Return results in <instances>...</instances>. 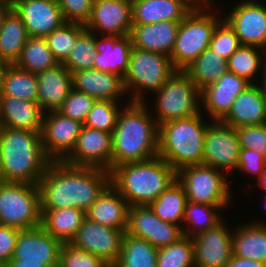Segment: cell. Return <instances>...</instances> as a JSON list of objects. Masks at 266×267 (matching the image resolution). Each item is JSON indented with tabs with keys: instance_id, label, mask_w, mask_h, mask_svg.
Masks as SVG:
<instances>
[{
	"instance_id": "obj_1",
	"label": "cell",
	"mask_w": 266,
	"mask_h": 267,
	"mask_svg": "<svg viewBox=\"0 0 266 267\" xmlns=\"http://www.w3.org/2000/svg\"><path fill=\"white\" fill-rule=\"evenodd\" d=\"M110 184L108 170L51 161L37 184L40 209L73 207L86 212Z\"/></svg>"
},
{
	"instance_id": "obj_2",
	"label": "cell",
	"mask_w": 266,
	"mask_h": 267,
	"mask_svg": "<svg viewBox=\"0 0 266 267\" xmlns=\"http://www.w3.org/2000/svg\"><path fill=\"white\" fill-rule=\"evenodd\" d=\"M148 104L147 101L121 104L123 107L112 133L111 169L158 155L159 126L151 114L152 105Z\"/></svg>"
},
{
	"instance_id": "obj_3",
	"label": "cell",
	"mask_w": 266,
	"mask_h": 267,
	"mask_svg": "<svg viewBox=\"0 0 266 267\" xmlns=\"http://www.w3.org/2000/svg\"><path fill=\"white\" fill-rule=\"evenodd\" d=\"M40 132L0 128L2 181L38 184L51 162L44 152Z\"/></svg>"
},
{
	"instance_id": "obj_4",
	"label": "cell",
	"mask_w": 266,
	"mask_h": 267,
	"mask_svg": "<svg viewBox=\"0 0 266 267\" xmlns=\"http://www.w3.org/2000/svg\"><path fill=\"white\" fill-rule=\"evenodd\" d=\"M111 185L131 206L149 205L176 180V170L159 155L110 170Z\"/></svg>"
},
{
	"instance_id": "obj_5",
	"label": "cell",
	"mask_w": 266,
	"mask_h": 267,
	"mask_svg": "<svg viewBox=\"0 0 266 267\" xmlns=\"http://www.w3.org/2000/svg\"><path fill=\"white\" fill-rule=\"evenodd\" d=\"M203 114L159 125L158 155L176 171L203 162L205 133L211 120L206 118L205 121L206 114Z\"/></svg>"
},
{
	"instance_id": "obj_6",
	"label": "cell",
	"mask_w": 266,
	"mask_h": 267,
	"mask_svg": "<svg viewBox=\"0 0 266 267\" xmlns=\"http://www.w3.org/2000/svg\"><path fill=\"white\" fill-rule=\"evenodd\" d=\"M176 71L170 57L132 47L128 71L123 78L128 101H147L144 96L148 91H158Z\"/></svg>"
},
{
	"instance_id": "obj_7",
	"label": "cell",
	"mask_w": 266,
	"mask_h": 267,
	"mask_svg": "<svg viewBox=\"0 0 266 267\" xmlns=\"http://www.w3.org/2000/svg\"><path fill=\"white\" fill-rule=\"evenodd\" d=\"M216 9L192 10L180 21L175 45L170 55L171 63L176 70L186 69L209 47L217 24L224 17L220 15L221 9Z\"/></svg>"
},
{
	"instance_id": "obj_8",
	"label": "cell",
	"mask_w": 266,
	"mask_h": 267,
	"mask_svg": "<svg viewBox=\"0 0 266 267\" xmlns=\"http://www.w3.org/2000/svg\"><path fill=\"white\" fill-rule=\"evenodd\" d=\"M158 126L167 121L187 118L201 112V91L183 71L177 70L162 88L153 93Z\"/></svg>"
},
{
	"instance_id": "obj_9",
	"label": "cell",
	"mask_w": 266,
	"mask_h": 267,
	"mask_svg": "<svg viewBox=\"0 0 266 267\" xmlns=\"http://www.w3.org/2000/svg\"><path fill=\"white\" fill-rule=\"evenodd\" d=\"M227 177L228 174L203 164L184 166L176 171V179L183 186L187 201L218 207L232 205L233 189Z\"/></svg>"
},
{
	"instance_id": "obj_10",
	"label": "cell",
	"mask_w": 266,
	"mask_h": 267,
	"mask_svg": "<svg viewBox=\"0 0 266 267\" xmlns=\"http://www.w3.org/2000/svg\"><path fill=\"white\" fill-rule=\"evenodd\" d=\"M41 214L37 185L0 182V225L34 228L41 225Z\"/></svg>"
},
{
	"instance_id": "obj_11",
	"label": "cell",
	"mask_w": 266,
	"mask_h": 267,
	"mask_svg": "<svg viewBox=\"0 0 266 267\" xmlns=\"http://www.w3.org/2000/svg\"><path fill=\"white\" fill-rule=\"evenodd\" d=\"M210 122L205 133L202 164L226 174L227 170L236 172L241 149L236 129L221 121Z\"/></svg>"
},
{
	"instance_id": "obj_12",
	"label": "cell",
	"mask_w": 266,
	"mask_h": 267,
	"mask_svg": "<svg viewBox=\"0 0 266 267\" xmlns=\"http://www.w3.org/2000/svg\"><path fill=\"white\" fill-rule=\"evenodd\" d=\"M125 232L103 226L85 217L69 243L98 256L110 266H114L120 257Z\"/></svg>"
},
{
	"instance_id": "obj_13",
	"label": "cell",
	"mask_w": 266,
	"mask_h": 267,
	"mask_svg": "<svg viewBox=\"0 0 266 267\" xmlns=\"http://www.w3.org/2000/svg\"><path fill=\"white\" fill-rule=\"evenodd\" d=\"M83 124L58 110L44 112L41 141L51 161H63L76 145Z\"/></svg>"
},
{
	"instance_id": "obj_14",
	"label": "cell",
	"mask_w": 266,
	"mask_h": 267,
	"mask_svg": "<svg viewBox=\"0 0 266 267\" xmlns=\"http://www.w3.org/2000/svg\"><path fill=\"white\" fill-rule=\"evenodd\" d=\"M224 18L234 28L241 45L266 50V4L262 0H238Z\"/></svg>"
},
{
	"instance_id": "obj_15",
	"label": "cell",
	"mask_w": 266,
	"mask_h": 267,
	"mask_svg": "<svg viewBox=\"0 0 266 267\" xmlns=\"http://www.w3.org/2000/svg\"><path fill=\"white\" fill-rule=\"evenodd\" d=\"M126 232L147 240L156 248L175 243L183 237L180 226L162 221L149 205H136L129 208Z\"/></svg>"
},
{
	"instance_id": "obj_16",
	"label": "cell",
	"mask_w": 266,
	"mask_h": 267,
	"mask_svg": "<svg viewBox=\"0 0 266 267\" xmlns=\"http://www.w3.org/2000/svg\"><path fill=\"white\" fill-rule=\"evenodd\" d=\"M131 0H94L85 28L99 36H126L132 29Z\"/></svg>"
},
{
	"instance_id": "obj_17",
	"label": "cell",
	"mask_w": 266,
	"mask_h": 267,
	"mask_svg": "<svg viewBox=\"0 0 266 267\" xmlns=\"http://www.w3.org/2000/svg\"><path fill=\"white\" fill-rule=\"evenodd\" d=\"M112 133L84 125L71 153L63 160L72 166L96 167L111 170Z\"/></svg>"
},
{
	"instance_id": "obj_18",
	"label": "cell",
	"mask_w": 266,
	"mask_h": 267,
	"mask_svg": "<svg viewBox=\"0 0 266 267\" xmlns=\"http://www.w3.org/2000/svg\"><path fill=\"white\" fill-rule=\"evenodd\" d=\"M11 4L29 37L45 38L65 23L56 0H11Z\"/></svg>"
},
{
	"instance_id": "obj_19",
	"label": "cell",
	"mask_w": 266,
	"mask_h": 267,
	"mask_svg": "<svg viewBox=\"0 0 266 267\" xmlns=\"http://www.w3.org/2000/svg\"><path fill=\"white\" fill-rule=\"evenodd\" d=\"M224 221L192 237L195 267H225L229 262L233 230Z\"/></svg>"
},
{
	"instance_id": "obj_20",
	"label": "cell",
	"mask_w": 266,
	"mask_h": 267,
	"mask_svg": "<svg viewBox=\"0 0 266 267\" xmlns=\"http://www.w3.org/2000/svg\"><path fill=\"white\" fill-rule=\"evenodd\" d=\"M62 242L47 233L42 226L19 231L11 259L40 262L48 267H59Z\"/></svg>"
},
{
	"instance_id": "obj_21",
	"label": "cell",
	"mask_w": 266,
	"mask_h": 267,
	"mask_svg": "<svg viewBox=\"0 0 266 267\" xmlns=\"http://www.w3.org/2000/svg\"><path fill=\"white\" fill-rule=\"evenodd\" d=\"M250 85L234 73H224L215 83L201 90V112L206 111L211 121H221L230 111L235 98Z\"/></svg>"
},
{
	"instance_id": "obj_22",
	"label": "cell",
	"mask_w": 266,
	"mask_h": 267,
	"mask_svg": "<svg viewBox=\"0 0 266 267\" xmlns=\"http://www.w3.org/2000/svg\"><path fill=\"white\" fill-rule=\"evenodd\" d=\"M132 47L130 34L121 37L96 35L97 55L93 69L113 73L123 79L128 71Z\"/></svg>"
},
{
	"instance_id": "obj_23",
	"label": "cell",
	"mask_w": 266,
	"mask_h": 267,
	"mask_svg": "<svg viewBox=\"0 0 266 267\" xmlns=\"http://www.w3.org/2000/svg\"><path fill=\"white\" fill-rule=\"evenodd\" d=\"M73 89L86 93L96 100L124 101L127 95L123 79L113 73H105L94 69L72 72Z\"/></svg>"
},
{
	"instance_id": "obj_24",
	"label": "cell",
	"mask_w": 266,
	"mask_h": 267,
	"mask_svg": "<svg viewBox=\"0 0 266 267\" xmlns=\"http://www.w3.org/2000/svg\"><path fill=\"white\" fill-rule=\"evenodd\" d=\"M36 75L39 106L44 112L58 110L73 89L71 73L59 63Z\"/></svg>"
},
{
	"instance_id": "obj_25",
	"label": "cell",
	"mask_w": 266,
	"mask_h": 267,
	"mask_svg": "<svg viewBox=\"0 0 266 267\" xmlns=\"http://www.w3.org/2000/svg\"><path fill=\"white\" fill-rule=\"evenodd\" d=\"M179 25L180 21L133 25L130 32L132 45L135 48L161 53L170 57Z\"/></svg>"
},
{
	"instance_id": "obj_26",
	"label": "cell",
	"mask_w": 266,
	"mask_h": 267,
	"mask_svg": "<svg viewBox=\"0 0 266 267\" xmlns=\"http://www.w3.org/2000/svg\"><path fill=\"white\" fill-rule=\"evenodd\" d=\"M222 123L235 129L266 123V102L256 84H251L234 100Z\"/></svg>"
},
{
	"instance_id": "obj_27",
	"label": "cell",
	"mask_w": 266,
	"mask_h": 267,
	"mask_svg": "<svg viewBox=\"0 0 266 267\" xmlns=\"http://www.w3.org/2000/svg\"><path fill=\"white\" fill-rule=\"evenodd\" d=\"M128 202L110 184L86 211V217L99 224L127 231Z\"/></svg>"
},
{
	"instance_id": "obj_28",
	"label": "cell",
	"mask_w": 266,
	"mask_h": 267,
	"mask_svg": "<svg viewBox=\"0 0 266 267\" xmlns=\"http://www.w3.org/2000/svg\"><path fill=\"white\" fill-rule=\"evenodd\" d=\"M44 111L38 103L11 96H0L1 127L41 131Z\"/></svg>"
},
{
	"instance_id": "obj_29",
	"label": "cell",
	"mask_w": 266,
	"mask_h": 267,
	"mask_svg": "<svg viewBox=\"0 0 266 267\" xmlns=\"http://www.w3.org/2000/svg\"><path fill=\"white\" fill-rule=\"evenodd\" d=\"M132 24L182 21L192 10L181 0H131Z\"/></svg>"
},
{
	"instance_id": "obj_30",
	"label": "cell",
	"mask_w": 266,
	"mask_h": 267,
	"mask_svg": "<svg viewBox=\"0 0 266 267\" xmlns=\"http://www.w3.org/2000/svg\"><path fill=\"white\" fill-rule=\"evenodd\" d=\"M250 221L233 229L232 254L266 263V223Z\"/></svg>"
},
{
	"instance_id": "obj_31",
	"label": "cell",
	"mask_w": 266,
	"mask_h": 267,
	"mask_svg": "<svg viewBox=\"0 0 266 267\" xmlns=\"http://www.w3.org/2000/svg\"><path fill=\"white\" fill-rule=\"evenodd\" d=\"M41 226L62 243H69L82 225L86 212L79 208L41 209Z\"/></svg>"
},
{
	"instance_id": "obj_32",
	"label": "cell",
	"mask_w": 266,
	"mask_h": 267,
	"mask_svg": "<svg viewBox=\"0 0 266 267\" xmlns=\"http://www.w3.org/2000/svg\"><path fill=\"white\" fill-rule=\"evenodd\" d=\"M28 38L22 19L11 9L0 27V61L15 64Z\"/></svg>"
},
{
	"instance_id": "obj_33",
	"label": "cell",
	"mask_w": 266,
	"mask_h": 267,
	"mask_svg": "<svg viewBox=\"0 0 266 267\" xmlns=\"http://www.w3.org/2000/svg\"><path fill=\"white\" fill-rule=\"evenodd\" d=\"M201 91L228 72L227 60L209 47L183 70Z\"/></svg>"
},
{
	"instance_id": "obj_34",
	"label": "cell",
	"mask_w": 266,
	"mask_h": 267,
	"mask_svg": "<svg viewBox=\"0 0 266 267\" xmlns=\"http://www.w3.org/2000/svg\"><path fill=\"white\" fill-rule=\"evenodd\" d=\"M261 53V54H260ZM266 50L257 46L240 45L227 59L228 71L256 84V75L266 70Z\"/></svg>"
},
{
	"instance_id": "obj_35",
	"label": "cell",
	"mask_w": 266,
	"mask_h": 267,
	"mask_svg": "<svg viewBox=\"0 0 266 267\" xmlns=\"http://www.w3.org/2000/svg\"><path fill=\"white\" fill-rule=\"evenodd\" d=\"M227 208L187 201L181 227L183 236L192 238L216 226L224 219L220 211Z\"/></svg>"
},
{
	"instance_id": "obj_36",
	"label": "cell",
	"mask_w": 266,
	"mask_h": 267,
	"mask_svg": "<svg viewBox=\"0 0 266 267\" xmlns=\"http://www.w3.org/2000/svg\"><path fill=\"white\" fill-rule=\"evenodd\" d=\"M186 202L185 190L176 179L149 206L162 221L182 227Z\"/></svg>"
},
{
	"instance_id": "obj_37",
	"label": "cell",
	"mask_w": 266,
	"mask_h": 267,
	"mask_svg": "<svg viewBox=\"0 0 266 267\" xmlns=\"http://www.w3.org/2000/svg\"><path fill=\"white\" fill-rule=\"evenodd\" d=\"M158 248L125 232L120 257L114 267H157Z\"/></svg>"
},
{
	"instance_id": "obj_38",
	"label": "cell",
	"mask_w": 266,
	"mask_h": 267,
	"mask_svg": "<svg viewBox=\"0 0 266 267\" xmlns=\"http://www.w3.org/2000/svg\"><path fill=\"white\" fill-rule=\"evenodd\" d=\"M0 96H11L38 103L37 75L8 64L3 78Z\"/></svg>"
},
{
	"instance_id": "obj_39",
	"label": "cell",
	"mask_w": 266,
	"mask_h": 267,
	"mask_svg": "<svg viewBox=\"0 0 266 267\" xmlns=\"http://www.w3.org/2000/svg\"><path fill=\"white\" fill-rule=\"evenodd\" d=\"M59 64L45 38L29 37L15 65L31 73H40Z\"/></svg>"
},
{
	"instance_id": "obj_40",
	"label": "cell",
	"mask_w": 266,
	"mask_h": 267,
	"mask_svg": "<svg viewBox=\"0 0 266 267\" xmlns=\"http://www.w3.org/2000/svg\"><path fill=\"white\" fill-rule=\"evenodd\" d=\"M96 55V34L85 29L77 37L73 50L62 64L70 73L93 69Z\"/></svg>"
},
{
	"instance_id": "obj_41",
	"label": "cell",
	"mask_w": 266,
	"mask_h": 267,
	"mask_svg": "<svg viewBox=\"0 0 266 267\" xmlns=\"http://www.w3.org/2000/svg\"><path fill=\"white\" fill-rule=\"evenodd\" d=\"M157 267H195L192 238L183 236L175 243L158 248Z\"/></svg>"
},
{
	"instance_id": "obj_42",
	"label": "cell",
	"mask_w": 266,
	"mask_h": 267,
	"mask_svg": "<svg viewBox=\"0 0 266 267\" xmlns=\"http://www.w3.org/2000/svg\"><path fill=\"white\" fill-rule=\"evenodd\" d=\"M85 26L65 22L60 28L45 37L48 47L58 63H63L76 44L77 37Z\"/></svg>"
},
{
	"instance_id": "obj_43",
	"label": "cell",
	"mask_w": 266,
	"mask_h": 267,
	"mask_svg": "<svg viewBox=\"0 0 266 267\" xmlns=\"http://www.w3.org/2000/svg\"><path fill=\"white\" fill-rule=\"evenodd\" d=\"M119 103L121 104L122 102L96 100L83 125L88 128L113 133L118 115L123 107Z\"/></svg>"
},
{
	"instance_id": "obj_44",
	"label": "cell",
	"mask_w": 266,
	"mask_h": 267,
	"mask_svg": "<svg viewBox=\"0 0 266 267\" xmlns=\"http://www.w3.org/2000/svg\"><path fill=\"white\" fill-rule=\"evenodd\" d=\"M240 45L234 28L223 17L213 32L209 48L227 60Z\"/></svg>"
},
{
	"instance_id": "obj_45",
	"label": "cell",
	"mask_w": 266,
	"mask_h": 267,
	"mask_svg": "<svg viewBox=\"0 0 266 267\" xmlns=\"http://www.w3.org/2000/svg\"><path fill=\"white\" fill-rule=\"evenodd\" d=\"M59 267H110L103 259L70 243H62Z\"/></svg>"
},
{
	"instance_id": "obj_46",
	"label": "cell",
	"mask_w": 266,
	"mask_h": 267,
	"mask_svg": "<svg viewBox=\"0 0 266 267\" xmlns=\"http://www.w3.org/2000/svg\"><path fill=\"white\" fill-rule=\"evenodd\" d=\"M95 101L94 97L72 89L58 111L64 116L84 124Z\"/></svg>"
},
{
	"instance_id": "obj_47",
	"label": "cell",
	"mask_w": 266,
	"mask_h": 267,
	"mask_svg": "<svg viewBox=\"0 0 266 267\" xmlns=\"http://www.w3.org/2000/svg\"><path fill=\"white\" fill-rule=\"evenodd\" d=\"M240 148L255 150L266 158V123L236 128Z\"/></svg>"
},
{
	"instance_id": "obj_48",
	"label": "cell",
	"mask_w": 266,
	"mask_h": 267,
	"mask_svg": "<svg viewBox=\"0 0 266 267\" xmlns=\"http://www.w3.org/2000/svg\"><path fill=\"white\" fill-rule=\"evenodd\" d=\"M64 21L86 25L93 7L94 0H56Z\"/></svg>"
},
{
	"instance_id": "obj_49",
	"label": "cell",
	"mask_w": 266,
	"mask_h": 267,
	"mask_svg": "<svg viewBox=\"0 0 266 267\" xmlns=\"http://www.w3.org/2000/svg\"><path fill=\"white\" fill-rule=\"evenodd\" d=\"M266 169V158L255 150L240 149L238 166L236 171L245 172L247 175H255L256 179Z\"/></svg>"
},
{
	"instance_id": "obj_50",
	"label": "cell",
	"mask_w": 266,
	"mask_h": 267,
	"mask_svg": "<svg viewBox=\"0 0 266 267\" xmlns=\"http://www.w3.org/2000/svg\"><path fill=\"white\" fill-rule=\"evenodd\" d=\"M20 229L0 225V265H7L13 257Z\"/></svg>"
},
{
	"instance_id": "obj_51",
	"label": "cell",
	"mask_w": 266,
	"mask_h": 267,
	"mask_svg": "<svg viewBox=\"0 0 266 267\" xmlns=\"http://www.w3.org/2000/svg\"><path fill=\"white\" fill-rule=\"evenodd\" d=\"M225 267H266V263L255 261L250 258L231 255V258Z\"/></svg>"
},
{
	"instance_id": "obj_52",
	"label": "cell",
	"mask_w": 266,
	"mask_h": 267,
	"mask_svg": "<svg viewBox=\"0 0 266 267\" xmlns=\"http://www.w3.org/2000/svg\"><path fill=\"white\" fill-rule=\"evenodd\" d=\"M191 10H209L217 6L213 5L215 0H181ZM213 6V7H212Z\"/></svg>"
},
{
	"instance_id": "obj_53",
	"label": "cell",
	"mask_w": 266,
	"mask_h": 267,
	"mask_svg": "<svg viewBox=\"0 0 266 267\" xmlns=\"http://www.w3.org/2000/svg\"><path fill=\"white\" fill-rule=\"evenodd\" d=\"M8 267H48L40 262L24 261L23 259H10Z\"/></svg>"
},
{
	"instance_id": "obj_54",
	"label": "cell",
	"mask_w": 266,
	"mask_h": 267,
	"mask_svg": "<svg viewBox=\"0 0 266 267\" xmlns=\"http://www.w3.org/2000/svg\"><path fill=\"white\" fill-rule=\"evenodd\" d=\"M12 9L11 0H0V27L7 13Z\"/></svg>"
},
{
	"instance_id": "obj_55",
	"label": "cell",
	"mask_w": 266,
	"mask_h": 267,
	"mask_svg": "<svg viewBox=\"0 0 266 267\" xmlns=\"http://www.w3.org/2000/svg\"><path fill=\"white\" fill-rule=\"evenodd\" d=\"M257 183L254 182V186L256 185L262 191L266 192V169L261 173V176L257 179Z\"/></svg>"
},
{
	"instance_id": "obj_56",
	"label": "cell",
	"mask_w": 266,
	"mask_h": 267,
	"mask_svg": "<svg viewBox=\"0 0 266 267\" xmlns=\"http://www.w3.org/2000/svg\"><path fill=\"white\" fill-rule=\"evenodd\" d=\"M261 77H262L261 80H263V81H262V83L257 81V85L260 88V91H261L263 98L265 99V102H266V70H265V72H263L261 74Z\"/></svg>"
},
{
	"instance_id": "obj_57",
	"label": "cell",
	"mask_w": 266,
	"mask_h": 267,
	"mask_svg": "<svg viewBox=\"0 0 266 267\" xmlns=\"http://www.w3.org/2000/svg\"><path fill=\"white\" fill-rule=\"evenodd\" d=\"M7 65H8L7 63L0 61V95L2 93L3 78H4L5 69Z\"/></svg>"
},
{
	"instance_id": "obj_58",
	"label": "cell",
	"mask_w": 266,
	"mask_h": 267,
	"mask_svg": "<svg viewBox=\"0 0 266 267\" xmlns=\"http://www.w3.org/2000/svg\"><path fill=\"white\" fill-rule=\"evenodd\" d=\"M264 193H265V194H264L263 197H262V198H263V201H264V202H263V204H264L263 207H264L265 210H266V192H264Z\"/></svg>"
},
{
	"instance_id": "obj_59",
	"label": "cell",
	"mask_w": 266,
	"mask_h": 267,
	"mask_svg": "<svg viewBox=\"0 0 266 267\" xmlns=\"http://www.w3.org/2000/svg\"><path fill=\"white\" fill-rule=\"evenodd\" d=\"M0 182H2V177H1V170H0Z\"/></svg>"
},
{
	"instance_id": "obj_60",
	"label": "cell",
	"mask_w": 266,
	"mask_h": 267,
	"mask_svg": "<svg viewBox=\"0 0 266 267\" xmlns=\"http://www.w3.org/2000/svg\"><path fill=\"white\" fill-rule=\"evenodd\" d=\"M0 267H8V265H0Z\"/></svg>"
}]
</instances>
